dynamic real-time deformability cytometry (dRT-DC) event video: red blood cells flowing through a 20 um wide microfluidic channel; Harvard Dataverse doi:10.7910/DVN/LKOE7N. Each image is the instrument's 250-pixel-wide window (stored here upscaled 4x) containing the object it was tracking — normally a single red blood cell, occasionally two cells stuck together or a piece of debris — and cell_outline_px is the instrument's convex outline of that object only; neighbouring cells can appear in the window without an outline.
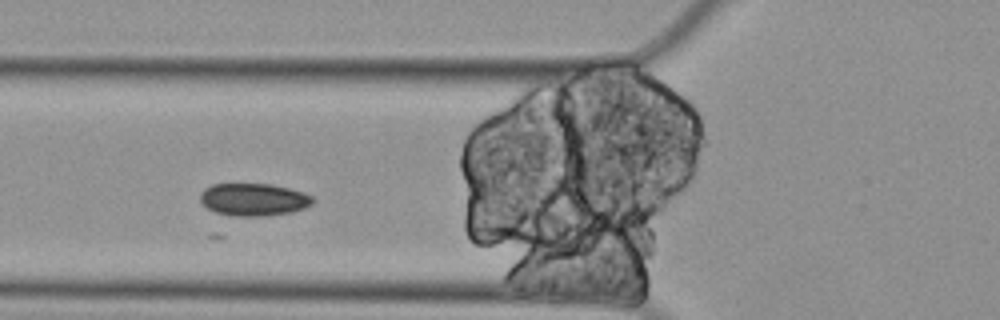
{"species": "Egyptian fruit bat (a non-hibernating species)", "species_latin": "Rousettus aegyptiacus", "temperature_condition": "cold", "stored_images_in_passage": 5, "camera_frame_rate_fps": 3000, "um_per_image_px": 0.085, "animal": {"sex": "female"}, "frame": {"image": 1, "passage_image": 2, "time_ms": 0.333, "image_size_px": [1000, 320], "cell_outline_px": [[312, 204], [304, 208], [292, 212], [264, 216], [232, 216], [216, 212], [200, 204], [200, 192], [204, 188], [212, 184], [272, 184], [304, 192], [312, 196]], "centroid_in_image_um": [21.53, 16.96], "position_along_channel_um": 104.3, "area_um2": 21.44}}
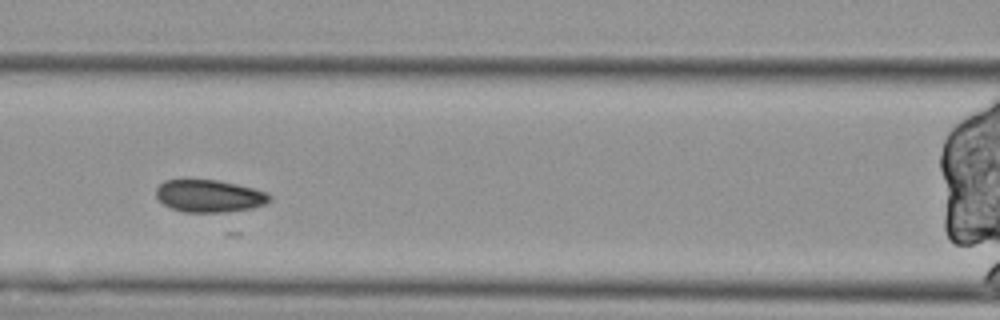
{"frame": {"image": 2, "passage_image": 3, "time_ms": 0.667, "image_size_px": [1000, 320], "cell_outline_px": [[272, 200], [264, 204], [252, 208], [224, 212], [184, 212], [172, 208], [164, 204], [156, 196], [156, 188], [164, 180], [216, 180], [236, 184], [268, 192], [272, 196]], "centroid_in_image_um": [17.81, 16.66], "position_along_channel_um": 148.8, "area_um2": 21.33}}
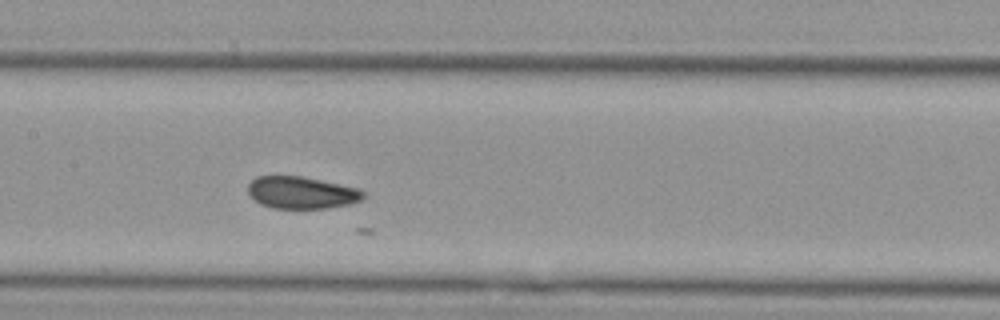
{"frame": {"image": 3, "passage_image": 4, "time_ms": 1.0, "image_size_px": [1000, 320], "cell_outline_px": [[364, 196], [360, 200], [352, 204], [328, 208], [272, 208], [260, 204], [248, 196], [248, 184], [256, 176], [304, 176], [360, 188], [364, 192]], "centroid_in_image_um": [25.63, 16.37], "position_along_channel_um": 181.8, "area_um2": 21.91}}